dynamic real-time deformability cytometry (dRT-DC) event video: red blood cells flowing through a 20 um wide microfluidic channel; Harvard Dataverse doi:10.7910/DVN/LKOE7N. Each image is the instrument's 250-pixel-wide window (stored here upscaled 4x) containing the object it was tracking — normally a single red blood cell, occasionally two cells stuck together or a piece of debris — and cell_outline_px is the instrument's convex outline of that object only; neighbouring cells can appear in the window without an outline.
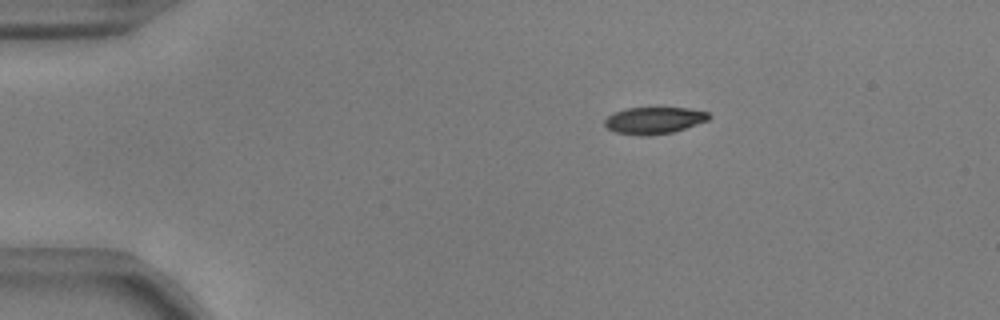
{"species": "common noctule bat (a hibernating species)", "species_latin": "Nyctalus noctula", "temperature_condition": "warm", "stored_images_in_passage": 45, "camera_frame_rate_fps": 3000, "um_per_image_px": 0.085, "animal": {"sex": "male", "body_mass_g": 17.9, "forearm_length_mm": 54.2}, "frame": {"image": 1, "passage_image": 1, "time_ms": 0.0, "image_size_px": [1000, 320], "cell_outline_px": [[712, 116], [708, 120], [672, 132], [648, 136], [640, 136], [616, 132], [608, 128], [604, 124], [604, 120], [612, 112], [624, 108], [688, 108], [708, 112]], "centroid_in_image_um": [55.57, 10.23], "position_along_channel_um": 29.4, "area_um2": 16.3}}
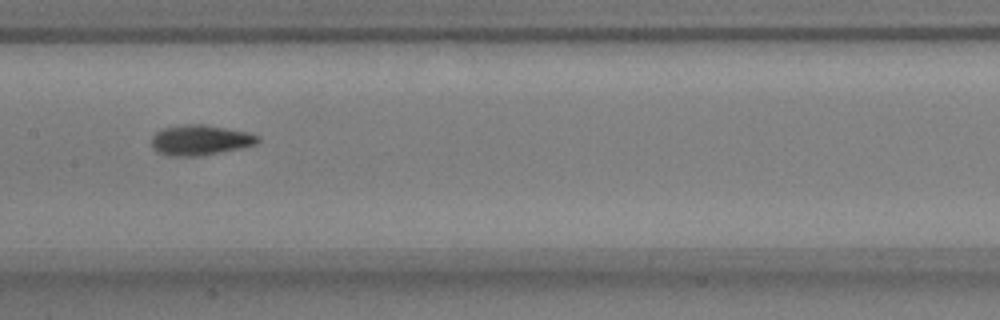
{"frame": {"image": 2, "passage_image": 19, "time_ms": 6.0, "image_size_px": [1000, 320], "cell_outline_px": [[260, 140], [256, 144], [240, 148], [200, 156], [176, 156], [156, 152], [152, 148], [152, 136], [156, 132], [164, 128], [188, 124], [204, 124], [248, 132], [260, 136]], "centroid_in_image_um": [17.03, 11.9], "position_along_channel_um": 190.4, "area_um2": 18.67}}
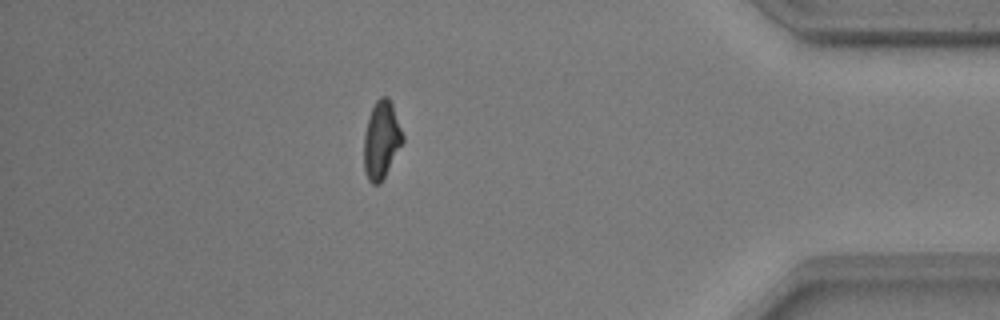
{"frame": {"image": 3, "passage_image": 39, "time_ms": 12.667, "image_size_px": [1000, 320], "cell_outline_px": [[404, 140], [380, 184], [372, 184], [368, 180], [364, 172], [364, 132], [368, 116], [376, 100], [380, 96], [388, 96], [392, 104], [404, 136]], "centroid_in_image_um": [32.4, 11.88], "position_along_channel_um": 402.8, "area_um2": 17.57}, "authors_computed_cell_mechanics": {"area_um2": 17.9758, "velocity_mm_per_s": 3.7341, "shape_relaxation_time_tau1_ms": 4.5813, "shape_relaxation_time_tau2_ms": 2.2594, "deformation_change_tau1": 0.1807, "deformation_change_tau2": 0.0708}}